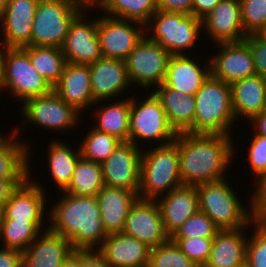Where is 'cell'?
Masks as SVG:
<instances>
[{
  "mask_svg": "<svg viewBox=\"0 0 266 267\" xmlns=\"http://www.w3.org/2000/svg\"><path fill=\"white\" fill-rule=\"evenodd\" d=\"M233 138L221 134L178 133L174 143L179 151L182 185L196 187L228 178L226 171L238 152Z\"/></svg>",
  "mask_w": 266,
  "mask_h": 267,
  "instance_id": "obj_1",
  "label": "cell"
},
{
  "mask_svg": "<svg viewBox=\"0 0 266 267\" xmlns=\"http://www.w3.org/2000/svg\"><path fill=\"white\" fill-rule=\"evenodd\" d=\"M60 194L59 200L48 206V227L70 241L74 250H98L108 235L96 197Z\"/></svg>",
  "mask_w": 266,
  "mask_h": 267,
  "instance_id": "obj_2",
  "label": "cell"
},
{
  "mask_svg": "<svg viewBox=\"0 0 266 267\" xmlns=\"http://www.w3.org/2000/svg\"><path fill=\"white\" fill-rule=\"evenodd\" d=\"M195 96L193 134L230 135L235 129L232 109L231 86L211 74Z\"/></svg>",
  "mask_w": 266,
  "mask_h": 267,
  "instance_id": "obj_3",
  "label": "cell"
},
{
  "mask_svg": "<svg viewBox=\"0 0 266 267\" xmlns=\"http://www.w3.org/2000/svg\"><path fill=\"white\" fill-rule=\"evenodd\" d=\"M180 186L179 151L174 142L142 150L140 199L157 200Z\"/></svg>",
  "mask_w": 266,
  "mask_h": 267,
  "instance_id": "obj_4",
  "label": "cell"
},
{
  "mask_svg": "<svg viewBox=\"0 0 266 267\" xmlns=\"http://www.w3.org/2000/svg\"><path fill=\"white\" fill-rule=\"evenodd\" d=\"M134 94H130L129 142L141 148L143 143L148 142L149 146L146 147H150L151 143L153 146L173 143L177 133L170 126L160 101L151 91H145L146 97L141 100Z\"/></svg>",
  "mask_w": 266,
  "mask_h": 267,
  "instance_id": "obj_5",
  "label": "cell"
},
{
  "mask_svg": "<svg viewBox=\"0 0 266 267\" xmlns=\"http://www.w3.org/2000/svg\"><path fill=\"white\" fill-rule=\"evenodd\" d=\"M227 179L196 186L199 210L220 230L247 227L252 222L250 210Z\"/></svg>",
  "mask_w": 266,
  "mask_h": 267,
  "instance_id": "obj_6",
  "label": "cell"
},
{
  "mask_svg": "<svg viewBox=\"0 0 266 267\" xmlns=\"http://www.w3.org/2000/svg\"><path fill=\"white\" fill-rule=\"evenodd\" d=\"M202 32L201 19L193 15L159 10L145 25L146 36L159 43L171 55H188L192 51L194 55L193 48L199 42Z\"/></svg>",
  "mask_w": 266,
  "mask_h": 267,
  "instance_id": "obj_7",
  "label": "cell"
},
{
  "mask_svg": "<svg viewBox=\"0 0 266 267\" xmlns=\"http://www.w3.org/2000/svg\"><path fill=\"white\" fill-rule=\"evenodd\" d=\"M19 108L23 120L20 122L21 125L18 123L11 129L17 136L21 133L20 130L24 129L21 127L27 124L38 126L44 129L43 131L47 129L53 131L52 133L60 132L65 135V131L70 133L77 129L83 122L81 120H84L80 112L64 102L53 90L47 95L26 99Z\"/></svg>",
  "mask_w": 266,
  "mask_h": 267,
  "instance_id": "obj_8",
  "label": "cell"
},
{
  "mask_svg": "<svg viewBox=\"0 0 266 267\" xmlns=\"http://www.w3.org/2000/svg\"><path fill=\"white\" fill-rule=\"evenodd\" d=\"M85 7L75 0H39L31 31V45L62 47L74 18Z\"/></svg>",
  "mask_w": 266,
  "mask_h": 267,
  "instance_id": "obj_9",
  "label": "cell"
},
{
  "mask_svg": "<svg viewBox=\"0 0 266 267\" xmlns=\"http://www.w3.org/2000/svg\"><path fill=\"white\" fill-rule=\"evenodd\" d=\"M6 90L16 103L22 104L26 99L49 94L53 88L37 72L22 48H4L2 92L6 93Z\"/></svg>",
  "mask_w": 266,
  "mask_h": 267,
  "instance_id": "obj_10",
  "label": "cell"
},
{
  "mask_svg": "<svg viewBox=\"0 0 266 267\" xmlns=\"http://www.w3.org/2000/svg\"><path fill=\"white\" fill-rule=\"evenodd\" d=\"M170 56L159 43L151 41L145 35L125 59L132 87L137 84L138 89L148 92L163 84Z\"/></svg>",
  "mask_w": 266,
  "mask_h": 267,
  "instance_id": "obj_11",
  "label": "cell"
},
{
  "mask_svg": "<svg viewBox=\"0 0 266 267\" xmlns=\"http://www.w3.org/2000/svg\"><path fill=\"white\" fill-rule=\"evenodd\" d=\"M91 10L94 13L96 9L84 8L70 24L61 47L67 63L90 65L103 57L97 34V17L91 16Z\"/></svg>",
  "mask_w": 266,
  "mask_h": 267,
  "instance_id": "obj_12",
  "label": "cell"
},
{
  "mask_svg": "<svg viewBox=\"0 0 266 267\" xmlns=\"http://www.w3.org/2000/svg\"><path fill=\"white\" fill-rule=\"evenodd\" d=\"M97 34L103 57L125 60L145 34V25L97 14Z\"/></svg>",
  "mask_w": 266,
  "mask_h": 267,
  "instance_id": "obj_13",
  "label": "cell"
},
{
  "mask_svg": "<svg viewBox=\"0 0 266 267\" xmlns=\"http://www.w3.org/2000/svg\"><path fill=\"white\" fill-rule=\"evenodd\" d=\"M143 148L132 142H121L101 164L104 186L123 188L138 193Z\"/></svg>",
  "mask_w": 266,
  "mask_h": 267,
  "instance_id": "obj_14",
  "label": "cell"
},
{
  "mask_svg": "<svg viewBox=\"0 0 266 267\" xmlns=\"http://www.w3.org/2000/svg\"><path fill=\"white\" fill-rule=\"evenodd\" d=\"M31 172L32 168H29V178L18 187L10 199L3 205L2 219L12 221H48L47 212L49 209L47 205L49 206V203H46L50 200H47L49 198L46 195L47 188L43 187L44 184H41L38 178Z\"/></svg>",
  "mask_w": 266,
  "mask_h": 267,
  "instance_id": "obj_15",
  "label": "cell"
},
{
  "mask_svg": "<svg viewBox=\"0 0 266 267\" xmlns=\"http://www.w3.org/2000/svg\"><path fill=\"white\" fill-rule=\"evenodd\" d=\"M217 53L210 59L211 75L227 84L256 75L254 61L245 40L216 43Z\"/></svg>",
  "mask_w": 266,
  "mask_h": 267,
  "instance_id": "obj_16",
  "label": "cell"
},
{
  "mask_svg": "<svg viewBox=\"0 0 266 267\" xmlns=\"http://www.w3.org/2000/svg\"><path fill=\"white\" fill-rule=\"evenodd\" d=\"M122 232L137 238L150 249L170 240L156 200L138 198L127 215Z\"/></svg>",
  "mask_w": 266,
  "mask_h": 267,
  "instance_id": "obj_17",
  "label": "cell"
},
{
  "mask_svg": "<svg viewBox=\"0 0 266 267\" xmlns=\"http://www.w3.org/2000/svg\"><path fill=\"white\" fill-rule=\"evenodd\" d=\"M93 100L126 98L132 85L128 78L125 60L102 57L89 65ZM130 87V88H129ZM118 98V99H117Z\"/></svg>",
  "mask_w": 266,
  "mask_h": 267,
  "instance_id": "obj_18",
  "label": "cell"
},
{
  "mask_svg": "<svg viewBox=\"0 0 266 267\" xmlns=\"http://www.w3.org/2000/svg\"><path fill=\"white\" fill-rule=\"evenodd\" d=\"M202 21V35L212 43L239 42L246 38L240 0H221ZM204 33V34H203Z\"/></svg>",
  "mask_w": 266,
  "mask_h": 267,
  "instance_id": "obj_19",
  "label": "cell"
},
{
  "mask_svg": "<svg viewBox=\"0 0 266 267\" xmlns=\"http://www.w3.org/2000/svg\"><path fill=\"white\" fill-rule=\"evenodd\" d=\"M53 91L81 114L88 109L91 111L96 103L92 95L89 65L66 63Z\"/></svg>",
  "mask_w": 266,
  "mask_h": 267,
  "instance_id": "obj_20",
  "label": "cell"
},
{
  "mask_svg": "<svg viewBox=\"0 0 266 267\" xmlns=\"http://www.w3.org/2000/svg\"><path fill=\"white\" fill-rule=\"evenodd\" d=\"M73 251L70 241L48 227L22 252V267H61Z\"/></svg>",
  "mask_w": 266,
  "mask_h": 267,
  "instance_id": "obj_21",
  "label": "cell"
},
{
  "mask_svg": "<svg viewBox=\"0 0 266 267\" xmlns=\"http://www.w3.org/2000/svg\"><path fill=\"white\" fill-rule=\"evenodd\" d=\"M39 0H8L3 14L2 40L5 48L31 45V31Z\"/></svg>",
  "mask_w": 266,
  "mask_h": 267,
  "instance_id": "obj_22",
  "label": "cell"
},
{
  "mask_svg": "<svg viewBox=\"0 0 266 267\" xmlns=\"http://www.w3.org/2000/svg\"><path fill=\"white\" fill-rule=\"evenodd\" d=\"M210 74L209 58L200 62L187 54L171 55L164 84L178 92L195 95Z\"/></svg>",
  "mask_w": 266,
  "mask_h": 267,
  "instance_id": "obj_23",
  "label": "cell"
},
{
  "mask_svg": "<svg viewBox=\"0 0 266 267\" xmlns=\"http://www.w3.org/2000/svg\"><path fill=\"white\" fill-rule=\"evenodd\" d=\"M109 267H142L148 264L150 248L123 232L109 234L97 250Z\"/></svg>",
  "mask_w": 266,
  "mask_h": 267,
  "instance_id": "obj_24",
  "label": "cell"
},
{
  "mask_svg": "<svg viewBox=\"0 0 266 267\" xmlns=\"http://www.w3.org/2000/svg\"><path fill=\"white\" fill-rule=\"evenodd\" d=\"M251 227L252 222L247 227L219 230L213 238L210 256L205 266L244 267L248 240L245 231Z\"/></svg>",
  "mask_w": 266,
  "mask_h": 267,
  "instance_id": "obj_25",
  "label": "cell"
},
{
  "mask_svg": "<svg viewBox=\"0 0 266 267\" xmlns=\"http://www.w3.org/2000/svg\"><path fill=\"white\" fill-rule=\"evenodd\" d=\"M138 193L123 188L104 186L96 195L100 217L107 235L123 231L125 220Z\"/></svg>",
  "mask_w": 266,
  "mask_h": 267,
  "instance_id": "obj_26",
  "label": "cell"
},
{
  "mask_svg": "<svg viewBox=\"0 0 266 267\" xmlns=\"http://www.w3.org/2000/svg\"><path fill=\"white\" fill-rule=\"evenodd\" d=\"M164 228L171 236L189 217L199 210L195 186H180L158 198Z\"/></svg>",
  "mask_w": 266,
  "mask_h": 267,
  "instance_id": "obj_27",
  "label": "cell"
},
{
  "mask_svg": "<svg viewBox=\"0 0 266 267\" xmlns=\"http://www.w3.org/2000/svg\"><path fill=\"white\" fill-rule=\"evenodd\" d=\"M154 89L151 92L160 101L167 120L175 132L193 134L196 112L195 96L178 92L164 83Z\"/></svg>",
  "mask_w": 266,
  "mask_h": 267,
  "instance_id": "obj_28",
  "label": "cell"
},
{
  "mask_svg": "<svg viewBox=\"0 0 266 267\" xmlns=\"http://www.w3.org/2000/svg\"><path fill=\"white\" fill-rule=\"evenodd\" d=\"M232 109L236 121H250L266 110V78L254 75L231 85Z\"/></svg>",
  "mask_w": 266,
  "mask_h": 267,
  "instance_id": "obj_29",
  "label": "cell"
},
{
  "mask_svg": "<svg viewBox=\"0 0 266 267\" xmlns=\"http://www.w3.org/2000/svg\"><path fill=\"white\" fill-rule=\"evenodd\" d=\"M17 137L13 130L7 134L0 133V179L29 178L32 144Z\"/></svg>",
  "mask_w": 266,
  "mask_h": 267,
  "instance_id": "obj_30",
  "label": "cell"
},
{
  "mask_svg": "<svg viewBox=\"0 0 266 267\" xmlns=\"http://www.w3.org/2000/svg\"><path fill=\"white\" fill-rule=\"evenodd\" d=\"M61 138H57L50 141L47 146V167L48 175L60 192H64L72 179L73 172L75 170L76 164L81 157L80 148H71L66 140L63 141ZM76 151V152H75Z\"/></svg>",
  "mask_w": 266,
  "mask_h": 267,
  "instance_id": "obj_31",
  "label": "cell"
},
{
  "mask_svg": "<svg viewBox=\"0 0 266 267\" xmlns=\"http://www.w3.org/2000/svg\"><path fill=\"white\" fill-rule=\"evenodd\" d=\"M106 105L104 100L96 101V111L93 112L92 119H96L92 127L102 132H106L122 142L129 141L128 123L130 117V96L120 98L119 101L110 102ZM98 103L102 106L98 107ZM104 103V105H103ZM95 116V117H94Z\"/></svg>",
  "mask_w": 266,
  "mask_h": 267,
  "instance_id": "obj_32",
  "label": "cell"
},
{
  "mask_svg": "<svg viewBox=\"0 0 266 267\" xmlns=\"http://www.w3.org/2000/svg\"><path fill=\"white\" fill-rule=\"evenodd\" d=\"M30 59L37 72L53 88L62 75L66 65L65 56L60 47L25 46L22 48Z\"/></svg>",
  "mask_w": 266,
  "mask_h": 267,
  "instance_id": "obj_33",
  "label": "cell"
},
{
  "mask_svg": "<svg viewBox=\"0 0 266 267\" xmlns=\"http://www.w3.org/2000/svg\"><path fill=\"white\" fill-rule=\"evenodd\" d=\"M44 222L48 221H12L2 219L0 226L1 247L23 252L43 230L48 228V223Z\"/></svg>",
  "mask_w": 266,
  "mask_h": 267,
  "instance_id": "obj_34",
  "label": "cell"
},
{
  "mask_svg": "<svg viewBox=\"0 0 266 267\" xmlns=\"http://www.w3.org/2000/svg\"><path fill=\"white\" fill-rule=\"evenodd\" d=\"M99 13L133 20L146 25L158 10L157 0H101L95 7Z\"/></svg>",
  "mask_w": 266,
  "mask_h": 267,
  "instance_id": "obj_35",
  "label": "cell"
},
{
  "mask_svg": "<svg viewBox=\"0 0 266 267\" xmlns=\"http://www.w3.org/2000/svg\"><path fill=\"white\" fill-rule=\"evenodd\" d=\"M104 187L101 164L79 158L68 188L64 191L77 196H94Z\"/></svg>",
  "mask_w": 266,
  "mask_h": 267,
  "instance_id": "obj_36",
  "label": "cell"
},
{
  "mask_svg": "<svg viewBox=\"0 0 266 267\" xmlns=\"http://www.w3.org/2000/svg\"><path fill=\"white\" fill-rule=\"evenodd\" d=\"M90 130V131H89ZM88 130L82 143L79 144L80 153L83 158L102 164L122 142L106 132L94 129Z\"/></svg>",
  "mask_w": 266,
  "mask_h": 267,
  "instance_id": "obj_37",
  "label": "cell"
},
{
  "mask_svg": "<svg viewBox=\"0 0 266 267\" xmlns=\"http://www.w3.org/2000/svg\"><path fill=\"white\" fill-rule=\"evenodd\" d=\"M148 267H197L171 239L151 248Z\"/></svg>",
  "mask_w": 266,
  "mask_h": 267,
  "instance_id": "obj_38",
  "label": "cell"
},
{
  "mask_svg": "<svg viewBox=\"0 0 266 267\" xmlns=\"http://www.w3.org/2000/svg\"><path fill=\"white\" fill-rule=\"evenodd\" d=\"M220 229L202 211L189 217L170 238H214Z\"/></svg>",
  "mask_w": 266,
  "mask_h": 267,
  "instance_id": "obj_39",
  "label": "cell"
},
{
  "mask_svg": "<svg viewBox=\"0 0 266 267\" xmlns=\"http://www.w3.org/2000/svg\"><path fill=\"white\" fill-rule=\"evenodd\" d=\"M252 228L248 234L245 266L266 267V223L252 221Z\"/></svg>",
  "mask_w": 266,
  "mask_h": 267,
  "instance_id": "obj_40",
  "label": "cell"
},
{
  "mask_svg": "<svg viewBox=\"0 0 266 267\" xmlns=\"http://www.w3.org/2000/svg\"><path fill=\"white\" fill-rule=\"evenodd\" d=\"M246 35L260 34L266 27V0H240Z\"/></svg>",
  "mask_w": 266,
  "mask_h": 267,
  "instance_id": "obj_41",
  "label": "cell"
},
{
  "mask_svg": "<svg viewBox=\"0 0 266 267\" xmlns=\"http://www.w3.org/2000/svg\"><path fill=\"white\" fill-rule=\"evenodd\" d=\"M179 249L197 266L206 265L213 238H170Z\"/></svg>",
  "mask_w": 266,
  "mask_h": 267,
  "instance_id": "obj_42",
  "label": "cell"
},
{
  "mask_svg": "<svg viewBox=\"0 0 266 267\" xmlns=\"http://www.w3.org/2000/svg\"><path fill=\"white\" fill-rule=\"evenodd\" d=\"M255 190L251 192L248 207L250 210L251 220L254 223H266V172L252 179Z\"/></svg>",
  "mask_w": 266,
  "mask_h": 267,
  "instance_id": "obj_43",
  "label": "cell"
},
{
  "mask_svg": "<svg viewBox=\"0 0 266 267\" xmlns=\"http://www.w3.org/2000/svg\"><path fill=\"white\" fill-rule=\"evenodd\" d=\"M251 143L249 148H247V164L250 165L249 169L251 170L253 179H255L260 174L266 172V137L258 135L254 132V135L251 136Z\"/></svg>",
  "mask_w": 266,
  "mask_h": 267,
  "instance_id": "obj_44",
  "label": "cell"
},
{
  "mask_svg": "<svg viewBox=\"0 0 266 267\" xmlns=\"http://www.w3.org/2000/svg\"><path fill=\"white\" fill-rule=\"evenodd\" d=\"M244 40L252 53L256 75L266 78V38L261 34H249Z\"/></svg>",
  "mask_w": 266,
  "mask_h": 267,
  "instance_id": "obj_45",
  "label": "cell"
},
{
  "mask_svg": "<svg viewBox=\"0 0 266 267\" xmlns=\"http://www.w3.org/2000/svg\"><path fill=\"white\" fill-rule=\"evenodd\" d=\"M193 0H157L159 11L192 15Z\"/></svg>",
  "mask_w": 266,
  "mask_h": 267,
  "instance_id": "obj_46",
  "label": "cell"
},
{
  "mask_svg": "<svg viewBox=\"0 0 266 267\" xmlns=\"http://www.w3.org/2000/svg\"><path fill=\"white\" fill-rule=\"evenodd\" d=\"M80 267H109L97 250H80Z\"/></svg>",
  "mask_w": 266,
  "mask_h": 267,
  "instance_id": "obj_47",
  "label": "cell"
},
{
  "mask_svg": "<svg viewBox=\"0 0 266 267\" xmlns=\"http://www.w3.org/2000/svg\"><path fill=\"white\" fill-rule=\"evenodd\" d=\"M27 179H0V207L10 199L12 194Z\"/></svg>",
  "mask_w": 266,
  "mask_h": 267,
  "instance_id": "obj_48",
  "label": "cell"
},
{
  "mask_svg": "<svg viewBox=\"0 0 266 267\" xmlns=\"http://www.w3.org/2000/svg\"><path fill=\"white\" fill-rule=\"evenodd\" d=\"M0 267H22V252L0 247Z\"/></svg>",
  "mask_w": 266,
  "mask_h": 267,
  "instance_id": "obj_49",
  "label": "cell"
},
{
  "mask_svg": "<svg viewBox=\"0 0 266 267\" xmlns=\"http://www.w3.org/2000/svg\"><path fill=\"white\" fill-rule=\"evenodd\" d=\"M220 1L221 0H193L192 15L202 19L210 13Z\"/></svg>",
  "mask_w": 266,
  "mask_h": 267,
  "instance_id": "obj_50",
  "label": "cell"
},
{
  "mask_svg": "<svg viewBox=\"0 0 266 267\" xmlns=\"http://www.w3.org/2000/svg\"><path fill=\"white\" fill-rule=\"evenodd\" d=\"M249 123H252L251 125L256 134L266 137V110L254 116Z\"/></svg>",
  "mask_w": 266,
  "mask_h": 267,
  "instance_id": "obj_51",
  "label": "cell"
},
{
  "mask_svg": "<svg viewBox=\"0 0 266 267\" xmlns=\"http://www.w3.org/2000/svg\"><path fill=\"white\" fill-rule=\"evenodd\" d=\"M61 267H80V250H74Z\"/></svg>",
  "mask_w": 266,
  "mask_h": 267,
  "instance_id": "obj_52",
  "label": "cell"
},
{
  "mask_svg": "<svg viewBox=\"0 0 266 267\" xmlns=\"http://www.w3.org/2000/svg\"><path fill=\"white\" fill-rule=\"evenodd\" d=\"M4 84V48H0V92Z\"/></svg>",
  "mask_w": 266,
  "mask_h": 267,
  "instance_id": "obj_53",
  "label": "cell"
},
{
  "mask_svg": "<svg viewBox=\"0 0 266 267\" xmlns=\"http://www.w3.org/2000/svg\"><path fill=\"white\" fill-rule=\"evenodd\" d=\"M77 3L83 5L85 8L96 7L101 0H75Z\"/></svg>",
  "mask_w": 266,
  "mask_h": 267,
  "instance_id": "obj_54",
  "label": "cell"
},
{
  "mask_svg": "<svg viewBox=\"0 0 266 267\" xmlns=\"http://www.w3.org/2000/svg\"><path fill=\"white\" fill-rule=\"evenodd\" d=\"M0 29H1L0 30V36H1V38H0V48H5L3 40H1L2 39L1 33L3 31V14H0Z\"/></svg>",
  "mask_w": 266,
  "mask_h": 267,
  "instance_id": "obj_55",
  "label": "cell"
},
{
  "mask_svg": "<svg viewBox=\"0 0 266 267\" xmlns=\"http://www.w3.org/2000/svg\"><path fill=\"white\" fill-rule=\"evenodd\" d=\"M8 0H0V14H4Z\"/></svg>",
  "mask_w": 266,
  "mask_h": 267,
  "instance_id": "obj_56",
  "label": "cell"
},
{
  "mask_svg": "<svg viewBox=\"0 0 266 267\" xmlns=\"http://www.w3.org/2000/svg\"><path fill=\"white\" fill-rule=\"evenodd\" d=\"M260 34L266 38V27Z\"/></svg>",
  "mask_w": 266,
  "mask_h": 267,
  "instance_id": "obj_57",
  "label": "cell"
},
{
  "mask_svg": "<svg viewBox=\"0 0 266 267\" xmlns=\"http://www.w3.org/2000/svg\"><path fill=\"white\" fill-rule=\"evenodd\" d=\"M2 207H0V226H1V220H2Z\"/></svg>",
  "mask_w": 266,
  "mask_h": 267,
  "instance_id": "obj_58",
  "label": "cell"
}]
</instances>
